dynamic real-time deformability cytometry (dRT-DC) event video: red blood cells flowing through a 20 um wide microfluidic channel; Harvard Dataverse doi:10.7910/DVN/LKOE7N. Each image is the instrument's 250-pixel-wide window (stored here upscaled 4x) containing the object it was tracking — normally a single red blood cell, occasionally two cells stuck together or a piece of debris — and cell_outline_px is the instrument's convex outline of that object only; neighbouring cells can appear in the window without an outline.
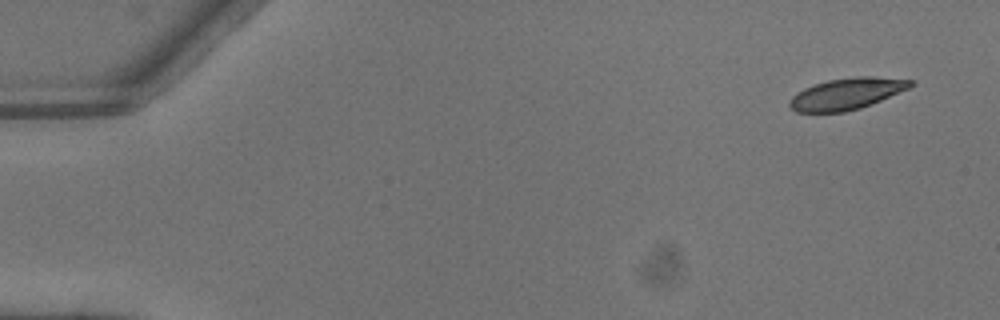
{"species": "common noctule bat (a hibernating species)", "species_latin": "Nyctalus noctula", "temperature_condition": "warm", "stored_images_in_passage": 5, "camera_frame_rate_fps": 3000, "um_per_image_px": 0.085, "animal": {"sex": "male", "body_mass_g": 13.3}, "frame": {"image": 1, "passage_image": 1, "time_ms": 0.0, "image_size_px": [1000, 320], "cell_outline_px": [[916, 84], [908, 88], [872, 104], [860, 108], [844, 112], [796, 112], [788, 104], [788, 100], [796, 92], [804, 88], [828, 80], [856, 76], [872, 76], [916, 80]], "centroid_in_image_um": [71.98, 7.96], "position_along_channel_um": 13.0, "area_um2": 22.25}}
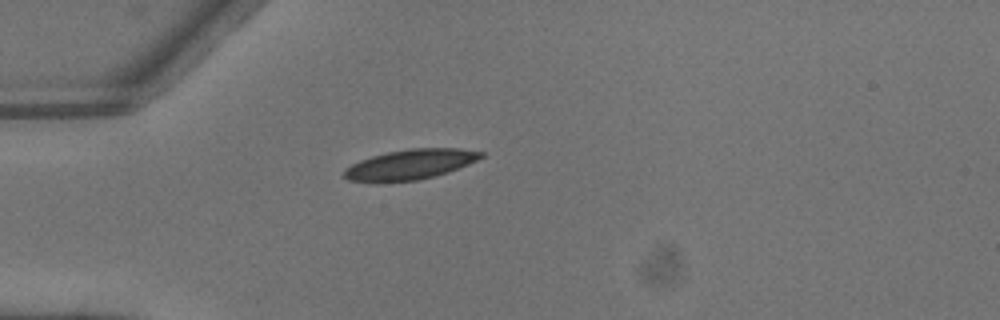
{"frame": {"image": 2, "passage_image": 4, "time_ms": 1.0, "image_size_px": [1000, 320], "cell_outline_px": [[484, 156], [468, 164], [448, 172], [420, 180], [380, 184], [376, 184], [348, 180], [344, 176], [344, 168], [360, 160], [372, 156], [388, 152], [412, 148], [460, 148], [484, 152]], "centroid_in_image_um": [34.82, 14.01], "position_along_channel_um": 50.2, "area_um2": 24.45}}